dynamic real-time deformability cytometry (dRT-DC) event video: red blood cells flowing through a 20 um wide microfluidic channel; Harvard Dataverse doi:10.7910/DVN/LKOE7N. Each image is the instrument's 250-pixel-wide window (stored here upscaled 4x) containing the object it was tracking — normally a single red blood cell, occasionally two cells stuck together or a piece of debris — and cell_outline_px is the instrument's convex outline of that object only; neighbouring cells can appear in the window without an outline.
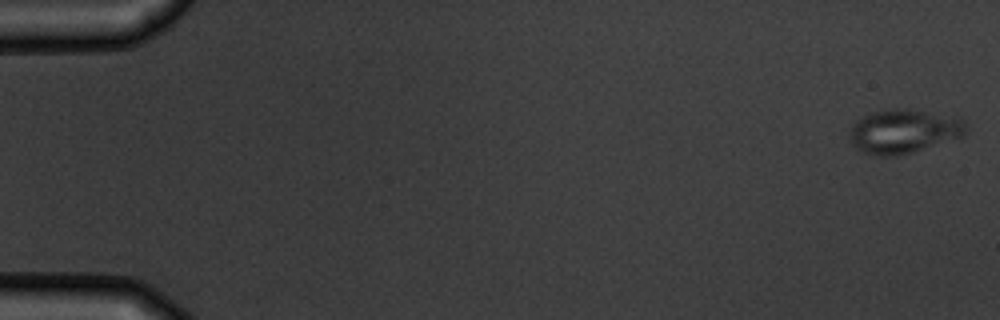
{"species": "common noctule bat (a hibernating species)", "species_latin": "Nyctalus noctula", "temperature_condition": "warm", "stored_images_in_passage": 5, "camera_frame_rate_fps": 3000, "um_per_image_px": 0.085, "animal": {"sex": "male", "body_mass_g": 19.5, "forearm_length_mm": 54.6}, "frame": {"image": 1, "passage_image": 1, "time_ms": 0.0, "image_size_px": [1000, 320], "cell_outline_px": [[964, 136], [912, 152], [892, 156], [880, 156], [864, 152], [856, 148], [852, 144], [848, 136], [848, 132], [852, 124], [868, 112], [896, 108], [908, 108], [960, 120], [964, 124]], "centroid_in_image_um": [76.69, 11.17], "position_along_channel_um": 8.3, "area_um2": 29.3}}